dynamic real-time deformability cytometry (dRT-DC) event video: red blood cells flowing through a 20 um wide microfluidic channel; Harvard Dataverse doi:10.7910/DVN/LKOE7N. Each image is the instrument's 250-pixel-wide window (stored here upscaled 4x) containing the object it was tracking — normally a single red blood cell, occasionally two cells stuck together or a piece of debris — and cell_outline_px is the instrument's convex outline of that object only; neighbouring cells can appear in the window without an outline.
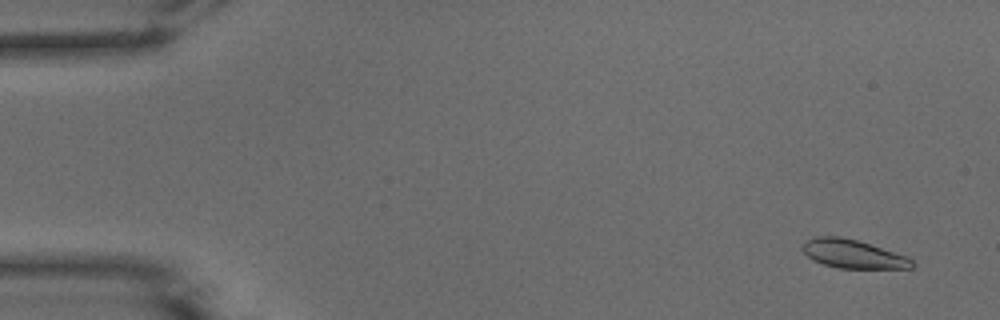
{"species": "common noctule bat (a hibernating species)", "species_latin": "Nyctalus noctula", "temperature_condition": "warm", "stored_images_in_passage": 52, "camera_frame_rate_fps": 3000, "um_per_image_px": 0.085, "animal": {"sex": "male", "body_mass_g": 15.6}, "frame": {"image": 1, "passage_image": 3, "time_ms": 0.667, "image_size_px": [1000, 320], "cell_outline_px": [[916, 264], [912, 268], [840, 268], [824, 264], [812, 260], [800, 248], [808, 240], [816, 236], [840, 236], [856, 240], [908, 256]], "centroid_in_image_um": [72.51, 21.59], "position_along_channel_um": 12.5, "area_um2": 18.09}}
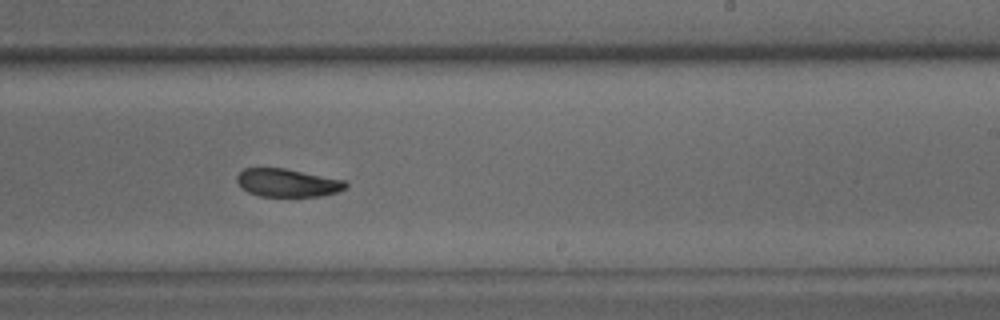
{"frame": {"image": 2, "passage_image": 32, "time_ms": 10.333, "image_size_px": [1000, 320], "cell_outline_px": [[348, 184], [344, 188], [336, 192], [320, 196], [260, 196], [248, 192], [236, 180], [236, 176], [244, 168], [284, 168], [344, 180]], "centroid_in_image_um": [24.42, 15.53], "position_along_channel_um": 264.6, "area_um2": 17.51}}
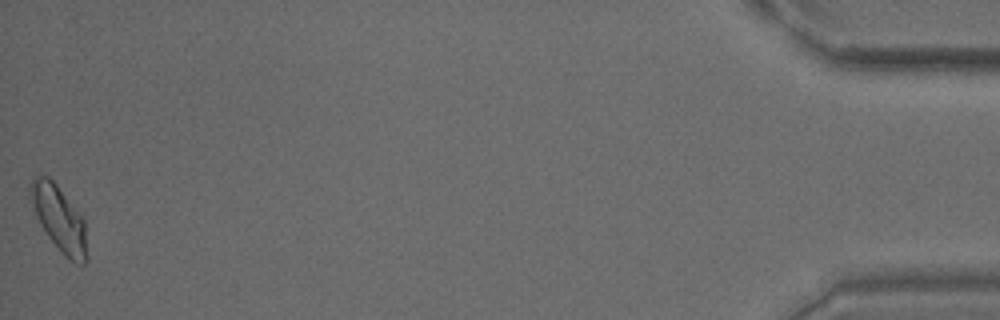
{"frame": {"image": 3, "passage_image": 52, "time_ms": 17.0, "image_size_px": [1000, 320], "cell_outline_px": [[88, 260], [84, 264], [76, 264], [68, 260], [64, 256], [48, 236], [40, 224], [28, 200], [28, 184], [36, 176], [48, 176], [56, 184], [84, 220]], "centroid_in_image_um": [4.99, 18.6], "position_along_channel_um": 430.2, "area_um2": 21.68}, "authors_computed_cell_mechanics": {"area_um2": 19.0162, "velocity_mm_per_s": 3.8973, "shape_relaxation_time_tau1_ms": 7.3233, "shape_relaxation_time_tau2_ms": 5.2703, "deformation_change_tau1": 0.1551, "deformation_change_tau2": 0.0955}}